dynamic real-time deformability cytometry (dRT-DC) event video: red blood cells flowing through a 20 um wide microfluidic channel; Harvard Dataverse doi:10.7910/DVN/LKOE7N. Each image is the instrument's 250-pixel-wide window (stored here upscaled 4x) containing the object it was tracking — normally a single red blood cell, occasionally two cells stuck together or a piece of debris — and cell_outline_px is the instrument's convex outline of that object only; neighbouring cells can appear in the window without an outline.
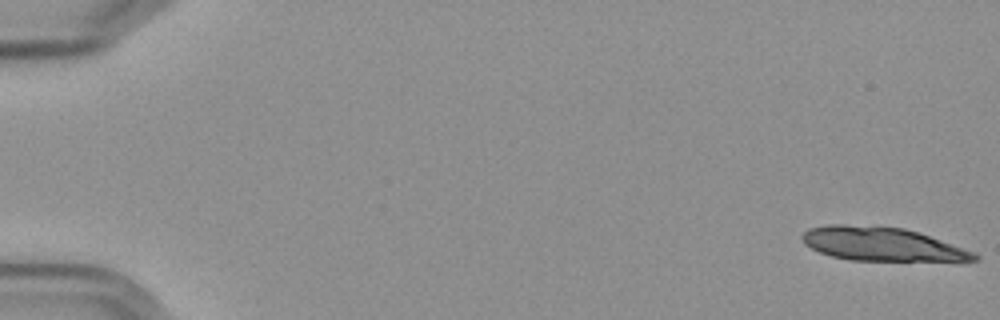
{"species": "Egyptian fruit bat (a non-hibernating species)", "species_latin": "Rousettus aegyptiacus", "temperature_condition": "cold", "stored_images_in_passage": 19, "camera_frame_rate_fps": 3000, "um_per_image_px": 0.085, "frame": {"image": 1, "passage_image": 1, "time_ms": 0.0, "image_size_px": [1000, 320], "cell_outline_px": [[980, 260], [960, 264], [852, 260], [832, 256], [820, 252], [804, 244], [800, 236], [808, 228], [828, 224], [840, 224], [904, 228], [976, 252], [980, 256]], "centroid_in_image_um": [75.13, 20.82], "position_along_channel_um": 9.9, "area_um2": 35.03}}